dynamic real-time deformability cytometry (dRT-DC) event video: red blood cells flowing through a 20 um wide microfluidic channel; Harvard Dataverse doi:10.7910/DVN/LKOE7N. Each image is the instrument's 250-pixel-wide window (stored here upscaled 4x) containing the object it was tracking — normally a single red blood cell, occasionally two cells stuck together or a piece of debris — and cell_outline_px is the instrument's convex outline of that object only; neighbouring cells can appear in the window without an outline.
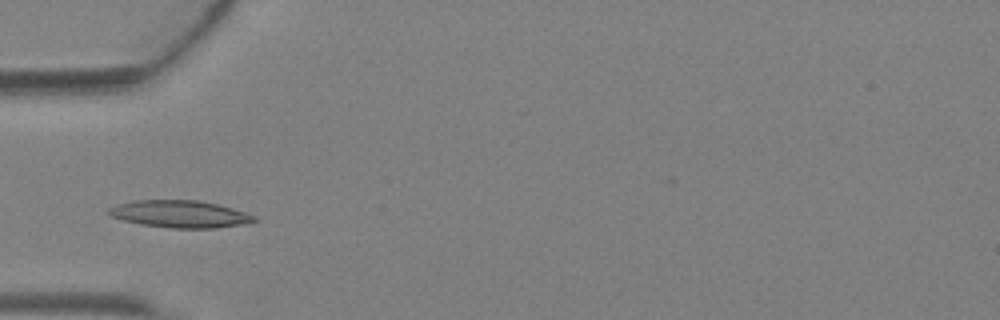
{"species": "Egyptian fruit bat (a non-hibernating species)", "species_latin": "Rousettus aegyptiacus", "temperature_condition": "warm", "stored_images_in_passage": 4, "camera_frame_rate_fps": 3000, "um_per_image_px": 0.085, "animal": {"sex": "female"}, "frame": {"image": 1, "passage_image": 4, "time_ms": 1.0, "image_size_px": [1000, 320], "cell_outline_px": [[260, 220], [244, 224], [216, 228], [168, 228], [140, 224], [108, 216], [108, 208], [116, 204], [136, 200], [196, 200], [216, 204], [232, 208], [256, 216]], "centroid_in_image_um": [15.28, 18.2], "position_along_channel_um": 69.7, "area_um2": 23.18}}